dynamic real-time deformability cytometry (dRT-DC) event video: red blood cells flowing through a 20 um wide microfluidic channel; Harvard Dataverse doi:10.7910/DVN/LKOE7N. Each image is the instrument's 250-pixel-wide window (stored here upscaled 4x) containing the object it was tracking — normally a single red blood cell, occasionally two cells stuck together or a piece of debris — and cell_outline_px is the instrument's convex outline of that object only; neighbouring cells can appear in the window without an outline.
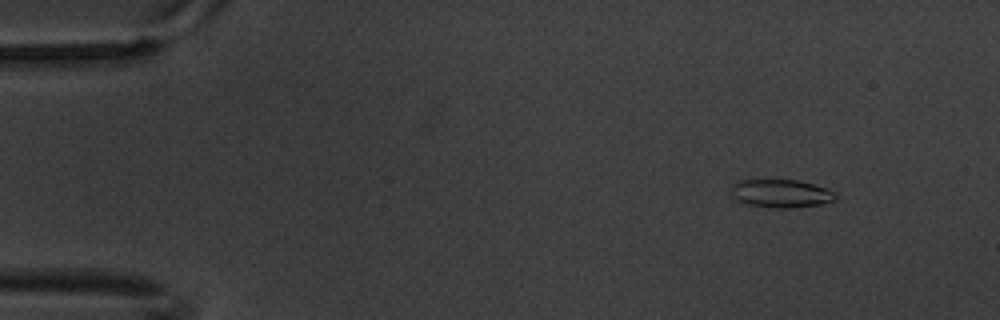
{"species": "common noctule bat (a hibernating species)", "species_latin": "Nyctalus noctula", "temperature_condition": "warm", "stored_images_in_passage": 4, "camera_frame_rate_fps": 3000, "um_per_image_px": 0.085, "animal": {"sex": "male", "body_mass_g": 20.1, "forearm_length_mm": 53.5}, "frame": {"image": 1, "passage_image": 1, "time_ms": 0.0, "image_size_px": [1000, 320], "cell_outline_px": [[836, 200], [820, 204], [792, 208], [772, 208], [748, 204], [736, 200], [732, 196], [732, 184], [736, 180], [796, 180], [828, 188], [836, 192]], "centroid_in_image_um": [66.39, 16.45], "position_along_channel_um": 18.6, "area_um2": 17.22}}